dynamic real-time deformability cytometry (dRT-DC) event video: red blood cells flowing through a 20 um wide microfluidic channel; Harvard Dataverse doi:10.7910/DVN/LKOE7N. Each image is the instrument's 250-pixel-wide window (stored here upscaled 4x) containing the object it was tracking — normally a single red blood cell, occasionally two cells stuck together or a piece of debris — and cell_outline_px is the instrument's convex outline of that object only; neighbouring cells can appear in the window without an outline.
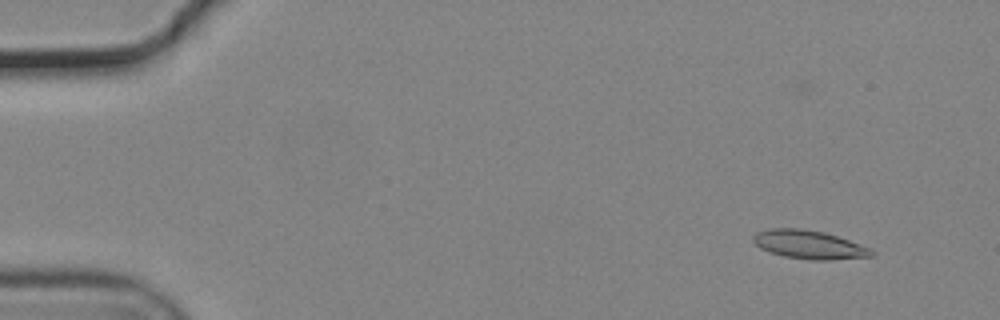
{"species": "common noctule bat (a hibernating species)", "species_latin": "Nyctalus noctula", "temperature_condition": "cold", "stored_images_in_passage": 54, "camera_frame_rate_fps": 3000, "um_per_image_px": 0.085, "animal": {"sex": "male", "body_mass_g": 19.2, "forearm_length_mm": 51.8}, "frame": {"image": 1, "passage_image": 4, "time_ms": 1.0, "image_size_px": [1000, 320], "cell_outline_px": [[876, 252], [872, 256], [828, 260], [812, 260], [784, 256], [768, 252], [760, 248], [752, 240], [752, 236], [756, 232], [768, 228], [800, 228], [824, 232], [872, 248]], "centroid_in_image_um": [68.75, 20.79], "position_along_channel_um": 16.3, "area_um2": 19.77}}
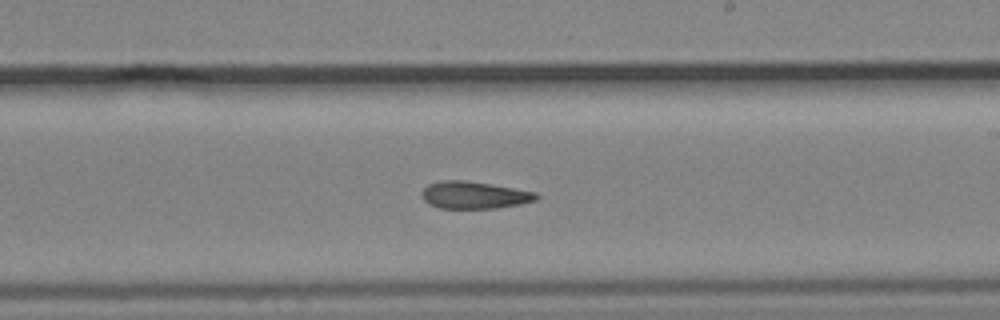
{"frame": {"image": 2, "passage_image": 32, "time_ms": 10.333, "image_size_px": [1000, 320], "cell_outline_px": [[540, 196], [536, 200], [520, 204], [496, 208], [440, 208], [428, 204], [420, 196], [420, 192], [428, 184], [440, 180], [468, 180], [492, 184], [536, 192]], "centroid_in_image_um": [40.28, 16.57], "position_along_channel_um": 248.7, "area_um2": 18.38}}
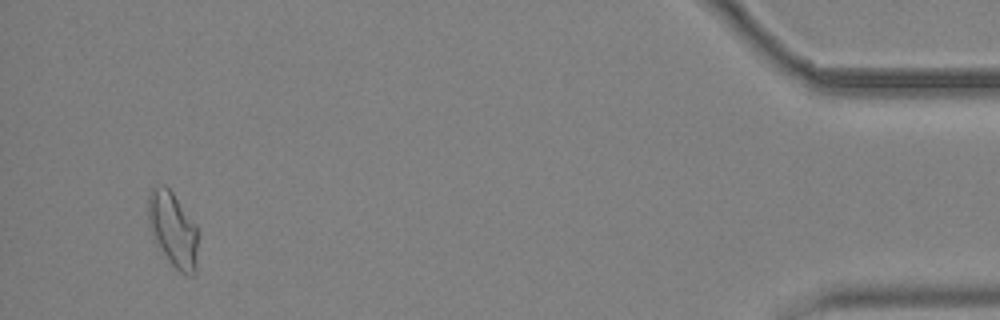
{"frame": {"image": 3, "passage_image": 52, "time_ms": 17.0, "image_size_px": [1000, 320], "cell_outline_px": [[200, 232], [196, 272], [192, 276], [188, 276], [180, 272], [168, 260], [156, 244], [148, 224], [148, 192], [156, 184], [164, 184], [172, 192], [196, 224]], "centroid_in_image_um": [14.74, 19.51], "position_along_channel_um": 420.5, "area_um2": 22.43}}